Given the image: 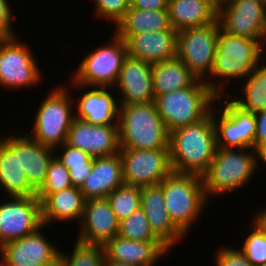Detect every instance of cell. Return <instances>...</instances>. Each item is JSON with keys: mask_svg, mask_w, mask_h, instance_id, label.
<instances>
[{"mask_svg": "<svg viewBox=\"0 0 266 266\" xmlns=\"http://www.w3.org/2000/svg\"><path fill=\"white\" fill-rule=\"evenodd\" d=\"M217 148L216 129L210 113L201 121L170 132L169 152L173 172L203 176Z\"/></svg>", "mask_w": 266, "mask_h": 266, "instance_id": "cell-1", "label": "cell"}, {"mask_svg": "<svg viewBox=\"0 0 266 266\" xmlns=\"http://www.w3.org/2000/svg\"><path fill=\"white\" fill-rule=\"evenodd\" d=\"M262 55L263 46L257 40L230 35L219 29L212 72L204 81L217 97H223L230 80L243 81L264 59Z\"/></svg>", "mask_w": 266, "mask_h": 266, "instance_id": "cell-2", "label": "cell"}, {"mask_svg": "<svg viewBox=\"0 0 266 266\" xmlns=\"http://www.w3.org/2000/svg\"><path fill=\"white\" fill-rule=\"evenodd\" d=\"M260 162L266 164L253 148L217 147L207 172L202 176L208 200L212 195L222 196L248 185Z\"/></svg>", "mask_w": 266, "mask_h": 266, "instance_id": "cell-3", "label": "cell"}, {"mask_svg": "<svg viewBox=\"0 0 266 266\" xmlns=\"http://www.w3.org/2000/svg\"><path fill=\"white\" fill-rule=\"evenodd\" d=\"M118 133L120 148L169 149L170 133L154 102L119 105Z\"/></svg>", "mask_w": 266, "mask_h": 266, "instance_id": "cell-4", "label": "cell"}, {"mask_svg": "<svg viewBox=\"0 0 266 266\" xmlns=\"http://www.w3.org/2000/svg\"><path fill=\"white\" fill-rule=\"evenodd\" d=\"M159 186L162 188L165 208L171 220L186 236L201 219L208 203L202 177L172 171Z\"/></svg>", "mask_w": 266, "mask_h": 266, "instance_id": "cell-5", "label": "cell"}, {"mask_svg": "<svg viewBox=\"0 0 266 266\" xmlns=\"http://www.w3.org/2000/svg\"><path fill=\"white\" fill-rule=\"evenodd\" d=\"M210 86L198 79L191 87L155 96L154 103L167 131L197 123L218 102Z\"/></svg>", "mask_w": 266, "mask_h": 266, "instance_id": "cell-6", "label": "cell"}, {"mask_svg": "<svg viewBox=\"0 0 266 266\" xmlns=\"http://www.w3.org/2000/svg\"><path fill=\"white\" fill-rule=\"evenodd\" d=\"M63 84L54 88L43 99L34 114L32 129L27 134L42 145L51 147L61 146L67 140L68 130L74 119L70 91ZM31 133V134H30Z\"/></svg>", "mask_w": 266, "mask_h": 266, "instance_id": "cell-7", "label": "cell"}, {"mask_svg": "<svg viewBox=\"0 0 266 266\" xmlns=\"http://www.w3.org/2000/svg\"><path fill=\"white\" fill-rule=\"evenodd\" d=\"M112 41L88 51L71 80L85 87L113 88L117 83L124 59L128 56L125 41L112 33ZM113 86V87H112Z\"/></svg>", "mask_w": 266, "mask_h": 266, "instance_id": "cell-8", "label": "cell"}, {"mask_svg": "<svg viewBox=\"0 0 266 266\" xmlns=\"http://www.w3.org/2000/svg\"><path fill=\"white\" fill-rule=\"evenodd\" d=\"M18 35L0 41V87L20 90L35 87L42 82V72L33 51Z\"/></svg>", "mask_w": 266, "mask_h": 266, "instance_id": "cell-9", "label": "cell"}, {"mask_svg": "<svg viewBox=\"0 0 266 266\" xmlns=\"http://www.w3.org/2000/svg\"><path fill=\"white\" fill-rule=\"evenodd\" d=\"M219 29L216 20L203 27L178 32L176 57L199 79L205 80L212 72Z\"/></svg>", "mask_w": 266, "mask_h": 266, "instance_id": "cell-10", "label": "cell"}, {"mask_svg": "<svg viewBox=\"0 0 266 266\" xmlns=\"http://www.w3.org/2000/svg\"><path fill=\"white\" fill-rule=\"evenodd\" d=\"M216 99L225 101V103L222 102L223 104L217 103L222 105L219 106L223 107L222 109L215 107V104L212 107L217 147L223 149L253 148L256 133L255 113L243 111L226 95L223 98L218 96Z\"/></svg>", "mask_w": 266, "mask_h": 266, "instance_id": "cell-11", "label": "cell"}, {"mask_svg": "<svg viewBox=\"0 0 266 266\" xmlns=\"http://www.w3.org/2000/svg\"><path fill=\"white\" fill-rule=\"evenodd\" d=\"M123 183L129 186H157L171 172L169 149L120 148Z\"/></svg>", "mask_w": 266, "mask_h": 266, "instance_id": "cell-12", "label": "cell"}, {"mask_svg": "<svg viewBox=\"0 0 266 266\" xmlns=\"http://www.w3.org/2000/svg\"><path fill=\"white\" fill-rule=\"evenodd\" d=\"M220 29L230 35L257 40L266 36V7L261 0H230L217 8Z\"/></svg>", "mask_w": 266, "mask_h": 266, "instance_id": "cell-13", "label": "cell"}, {"mask_svg": "<svg viewBox=\"0 0 266 266\" xmlns=\"http://www.w3.org/2000/svg\"><path fill=\"white\" fill-rule=\"evenodd\" d=\"M42 226L41 201L37 196L8 197L0 202V248Z\"/></svg>", "mask_w": 266, "mask_h": 266, "instance_id": "cell-14", "label": "cell"}, {"mask_svg": "<svg viewBox=\"0 0 266 266\" xmlns=\"http://www.w3.org/2000/svg\"><path fill=\"white\" fill-rule=\"evenodd\" d=\"M42 228L45 226L2 246L1 261L6 266H58L60 250L46 238Z\"/></svg>", "mask_w": 266, "mask_h": 266, "instance_id": "cell-15", "label": "cell"}, {"mask_svg": "<svg viewBox=\"0 0 266 266\" xmlns=\"http://www.w3.org/2000/svg\"><path fill=\"white\" fill-rule=\"evenodd\" d=\"M20 133V134H19ZM6 134L0 139L14 152L19 153V163L30 186L38 192L44 185L49 165L56 150L34 141L27 133Z\"/></svg>", "mask_w": 266, "mask_h": 266, "instance_id": "cell-16", "label": "cell"}, {"mask_svg": "<svg viewBox=\"0 0 266 266\" xmlns=\"http://www.w3.org/2000/svg\"><path fill=\"white\" fill-rule=\"evenodd\" d=\"M66 143L88 153L92 158L119 153L118 125H92L74 118Z\"/></svg>", "mask_w": 266, "mask_h": 266, "instance_id": "cell-17", "label": "cell"}, {"mask_svg": "<svg viewBox=\"0 0 266 266\" xmlns=\"http://www.w3.org/2000/svg\"><path fill=\"white\" fill-rule=\"evenodd\" d=\"M78 225L81 243L104 246L118 235L119 222L106 198L86 200Z\"/></svg>", "mask_w": 266, "mask_h": 266, "instance_id": "cell-18", "label": "cell"}, {"mask_svg": "<svg viewBox=\"0 0 266 266\" xmlns=\"http://www.w3.org/2000/svg\"><path fill=\"white\" fill-rule=\"evenodd\" d=\"M115 87L121 96L119 105L154 102L152 64L127 56Z\"/></svg>", "mask_w": 266, "mask_h": 266, "instance_id": "cell-19", "label": "cell"}, {"mask_svg": "<svg viewBox=\"0 0 266 266\" xmlns=\"http://www.w3.org/2000/svg\"><path fill=\"white\" fill-rule=\"evenodd\" d=\"M70 82L72 88L76 87V90L87 89L74 102L77 103L74 118L84 120L92 125H118L119 102L114 93L109 92L110 88L85 87L75 84L72 80Z\"/></svg>", "mask_w": 266, "mask_h": 266, "instance_id": "cell-20", "label": "cell"}, {"mask_svg": "<svg viewBox=\"0 0 266 266\" xmlns=\"http://www.w3.org/2000/svg\"><path fill=\"white\" fill-rule=\"evenodd\" d=\"M177 38L178 31L169 28L129 35L124 41L128 56L156 64L176 58Z\"/></svg>", "mask_w": 266, "mask_h": 266, "instance_id": "cell-21", "label": "cell"}, {"mask_svg": "<svg viewBox=\"0 0 266 266\" xmlns=\"http://www.w3.org/2000/svg\"><path fill=\"white\" fill-rule=\"evenodd\" d=\"M141 208L143 209L154 234L172 251L186 236L174 225L165 208L162 188L141 187Z\"/></svg>", "mask_w": 266, "mask_h": 266, "instance_id": "cell-22", "label": "cell"}, {"mask_svg": "<svg viewBox=\"0 0 266 266\" xmlns=\"http://www.w3.org/2000/svg\"><path fill=\"white\" fill-rule=\"evenodd\" d=\"M105 260L130 263L136 266H155L171 251L162 241L138 242L119 235L104 245Z\"/></svg>", "mask_w": 266, "mask_h": 266, "instance_id": "cell-23", "label": "cell"}, {"mask_svg": "<svg viewBox=\"0 0 266 266\" xmlns=\"http://www.w3.org/2000/svg\"><path fill=\"white\" fill-rule=\"evenodd\" d=\"M123 184L122 161L116 153L94 158L92 172L79 189L85 200L98 199L106 198Z\"/></svg>", "mask_w": 266, "mask_h": 266, "instance_id": "cell-24", "label": "cell"}, {"mask_svg": "<svg viewBox=\"0 0 266 266\" xmlns=\"http://www.w3.org/2000/svg\"><path fill=\"white\" fill-rule=\"evenodd\" d=\"M36 196L41 201L42 223L45 227L55 221H81L86 200L79 188L72 186L52 194Z\"/></svg>", "mask_w": 266, "mask_h": 266, "instance_id": "cell-25", "label": "cell"}, {"mask_svg": "<svg viewBox=\"0 0 266 266\" xmlns=\"http://www.w3.org/2000/svg\"><path fill=\"white\" fill-rule=\"evenodd\" d=\"M170 23L176 31L197 28L217 20V7L211 0H169Z\"/></svg>", "mask_w": 266, "mask_h": 266, "instance_id": "cell-26", "label": "cell"}, {"mask_svg": "<svg viewBox=\"0 0 266 266\" xmlns=\"http://www.w3.org/2000/svg\"><path fill=\"white\" fill-rule=\"evenodd\" d=\"M114 28V33L124 40L129 35L146 31L158 32L173 27L170 23L168 9L151 11L130 7Z\"/></svg>", "mask_w": 266, "mask_h": 266, "instance_id": "cell-27", "label": "cell"}, {"mask_svg": "<svg viewBox=\"0 0 266 266\" xmlns=\"http://www.w3.org/2000/svg\"><path fill=\"white\" fill-rule=\"evenodd\" d=\"M0 187L7 197L36 196L37 192L30 186L24 170L19 163V153H14L0 139Z\"/></svg>", "mask_w": 266, "mask_h": 266, "instance_id": "cell-28", "label": "cell"}, {"mask_svg": "<svg viewBox=\"0 0 266 266\" xmlns=\"http://www.w3.org/2000/svg\"><path fill=\"white\" fill-rule=\"evenodd\" d=\"M198 79L177 57L152 64V83L155 96L191 87Z\"/></svg>", "mask_w": 266, "mask_h": 266, "instance_id": "cell-29", "label": "cell"}, {"mask_svg": "<svg viewBox=\"0 0 266 266\" xmlns=\"http://www.w3.org/2000/svg\"><path fill=\"white\" fill-rule=\"evenodd\" d=\"M266 61V60H265ZM260 62L252 73L244 80L240 88V95L233 97L226 92V96L243 111L256 113L266 109V63ZM262 64V65H261ZM245 81V82H244ZM231 95V96H230Z\"/></svg>", "mask_w": 266, "mask_h": 266, "instance_id": "cell-30", "label": "cell"}, {"mask_svg": "<svg viewBox=\"0 0 266 266\" xmlns=\"http://www.w3.org/2000/svg\"><path fill=\"white\" fill-rule=\"evenodd\" d=\"M103 245L85 244L76 240L71 255L59 253L58 266H105Z\"/></svg>", "mask_w": 266, "mask_h": 266, "instance_id": "cell-31", "label": "cell"}, {"mask_svg": "<svg viewBox=\"0 0 266 266\" xmlns=\"http://www.w3.org/2000/svg\"><path fill=\"white\" fill-rule=\"evenodd\" d=\"M106 199L120 222L141 207V187L123 184Z\"/></svg>", "mask_w": 266, "mask_h": 266, "instance_id": "cell-32", "label": "cell"}, {"mask_svg": "<svg viewBox=\"0 0 266 266\" xmlns=\"http://www.w3.org/2000/svg\"><path fill=\"white\" fill-rule=\"evenodd\" d=\"M118 235L138 242L161 241L152 231L141 207L119 222Z\"/></svg>", "mask_w": 266, "mask_h": 266, "instance_id": "cell-33", "label": "cell"}, {"mask_svg": "<svg viewBox=\"0 0 266 266\" xmlns=\"http://www.w3.org/2000/svg\"><path fill=\"white\" fill-rule=\"evenodd\" d=\"M250 225V233L238 249L252 266H259L266 263V232L253 218Z\"/></svg>", "mask_w": 266, "mask_h": 266, "instance_id": "cell-34", "label": "cell"}, {"mask_svg": "<svg viewBox=\"0 0 266 266\" xmlns=\"http://www.w3.org/2000/svg\"><path fill=\"white\" fill-rule=\"evenodd\" d=\"M72 186L69 170L54 157L49 165L44 185L37 194H52Z\"/></svg>", "mask_w": 266, "mask_h": 266, "instance_id": "cell-35", "label": "cell"}, {"mask_svg": "<svg viewBox=\"0 0 266 266\" xmlns=\"http://www.w3.org/2000/svg\"><path fill=\"white\" fill-rule=\"evenodd\" d=\"M95 14L101 20L109 21L115 26L130 8V0H91Z\"/></svg>", "mask_w": 266, "mask_h": 266, "instance_id": "cell-36", "label": "cell"}, {"mask_svg": "<svg viewBox=\"0 0 266 266\" xmlns=\"http://www.w3.org/2000/svg\"><path fill=\"white\" fill-rule=\"evenodd\" d=\"M56 148H60L59 151L62 150V153L57 154L58 152H55V157H57L68 170L93 167L94 158H92L88 153L72 147L66 142Z\"/></svg>", "mask_w": 266, "mask_h": 266, "instance_id": "cell-37", "label": "cell"}, {"mask_svg": "<svg viewBox=\"0 0 266 266\" xmlns=\"http://www.w3.org/2000/svg\"><path fill=\"white\" fill-rule=\"evenodd\" d=\"M215 256L216 266H252L238 248L222 246L216 251Z\"/></svg>", "mask_w": 266, "mask_h": 266, "instance_id": "cell-38", "label": "cell"}, {"mask_svg": "<svg viewBox=\"0 0 266 266\" xmlns=\"http://www.w3.org/2000/svg\"><path fill=\"white\" fill-rule=\"evenodd\" d=\"M11 5L8 0H0V41L16 37L14 26H12Z\"/></svg>", "mask_w": 266, "mask_h": 266, "instance_id": "cell-39", "label": "cell"}, {"mask_svg": "<svg viewBox=\"0 0 266 266\" xmlns=\"http://www.w3.org/2000/svg\"><path fill=\"white\" fill-rule=\"evenodd\" d=\"M256 133L253 149L266 161V109L255 113Z\"/></svg>", "mask_w": 266, "mask_h": 266, "instance_id": "cell-40", "label": "cell"}, {"mask_svg": "<svg viewBox=\"0 0 266 266\" xmlns=\"http://www.w3.org/2000/svg\"><path fill=\"white\" fill-rule=\"evenodd\" d=\"M168 0H130V7L140 10L167 9Z\"/></svg>", "mask_w": 266, "mask_h": 266, "instance_id": "cell-41", "label": "cell"}, {"mask_svg": "<svg viewBox=\"0 0 266 266\" xmlns=\"http://www.w3.org/2000/svg\"><path fill=\"white\" fill-rule=\"evenodd\" d=\"M91 172L92 168L69 169L72 185L80 188Z\"/></svg>", "mask_w": 266, "mask_h": 266, "instance_id": "cell-42", "label": "cell"}, {"mask_svg": "<svg viewBox=\"0 0 266 266\" xmlns=\"http://www.w3.org/2000/svg\"><path fill=\"white\" fill-rule=\"evenodd\" d=\"M266 232V208L263 210H259L252 217Z\"/></svg>", "mask_w": 266, "mask_h": 266, "instance_id": "cell-43", "label": "cell"}, {"mask_svg": "<svg viewBox=\"0 0 266 266\" xmlns=\"http://www.w3.org/2000/svg\"><path fill=\"white\" fill-rule=\"evenodd\" d=\"M105 266H136V265L130 263L112 261V260H105Z\"/></svg>", "mask_w": 266, "mask_h": 266, "instance_id": "cell-44", "label": "cell"}, {"mask_svg": "<svg viewBox=\"0 0 266 266\" xmlns=\"http://www.w3.org/2000/svg\"><path fill=\"white\" fill-rule=\"evenodd\" d=\"M230 0H211V2L217 7L219 8L220 6L228 3Z\"/></svg>", "mask_w": 266, "mask_h": 266, "instance_id": "cell-45", "label": "cell"}, {"mask_svg": "<svg viewBox=\"0 0 266 266\" xmlns=\"http://www.w3.org/2000/svg\"><path fill=\"white\" fill-rule=\"evenodd\" d=\"M266 46V36H265V39H264V42H263V51H265L266 49L264 48ZM263 53H266V52H263ZM266 55V54H265ZM265 55H263V57H266Z\"/></svg>", "mask_w": 266, "mask_h": 266, "instance_id": "cell-46", "label": "cell"}, {"mask_svg": "<svg viewBox=\"0 0 266 266\" xmlns=\"http://www.w3.org/2000/svg\"><path fill=\"white\" fill-rule=\"evenodd\" d=\"M0 266H6L2 261H0Z\"/></svg>", "mask_w": 266, "mask_h": 266, "instance_id": "cell-47", "label": "cell"}, {"mask_svg": "<svg viewBox=\"0 0 266 266\" xmlns=\"http://www.w3.org/2000/svg\"><path fill=\"white\" fill-rule=\"evenodd\" d=\"M263 3H264V5H265V7H266V0H261Z\"/></svg>", "mask_w": 266, "mask_h": 266, "instance_id": "cell-48", "label": "cell"}]
</instances>
